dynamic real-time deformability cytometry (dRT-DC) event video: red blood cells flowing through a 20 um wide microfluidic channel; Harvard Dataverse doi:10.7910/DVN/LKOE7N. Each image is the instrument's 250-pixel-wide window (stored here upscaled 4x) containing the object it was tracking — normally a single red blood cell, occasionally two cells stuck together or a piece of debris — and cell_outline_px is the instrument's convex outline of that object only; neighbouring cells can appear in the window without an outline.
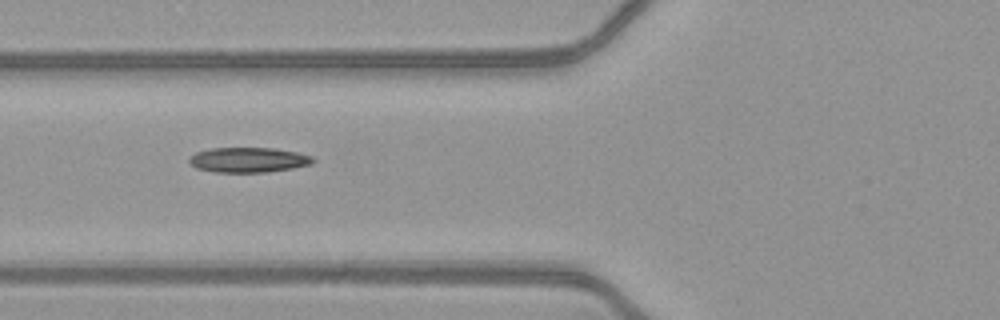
{"species": "common noctule bat (a hibernating species)", "species_latin": "Nyctalus noctula", "temperature_condition": "warm", "stored_images_in_passage": 12, "camera_frame_rate_fps": 3000, "um_per_image_px": 0.085, "animal": {"sex": "female", "body_mass_g": 21.9}, "frame": {"image": 1, "passage_image": 3, "time_ms": 0.667, "image_size_px": [1000, 320], "cell_outline_px": [[316, 160], [312, 164], [292, 168], [268, 172], [212, 172], [196, 168], [188, 160], [196, 152], [212, 148], [272, 148], [296, 152], [312, 156]], "centroid_in_image_um": [21.13, 13.59], "position_along_channel_um": 104.7, "area_um2": 17.98}}
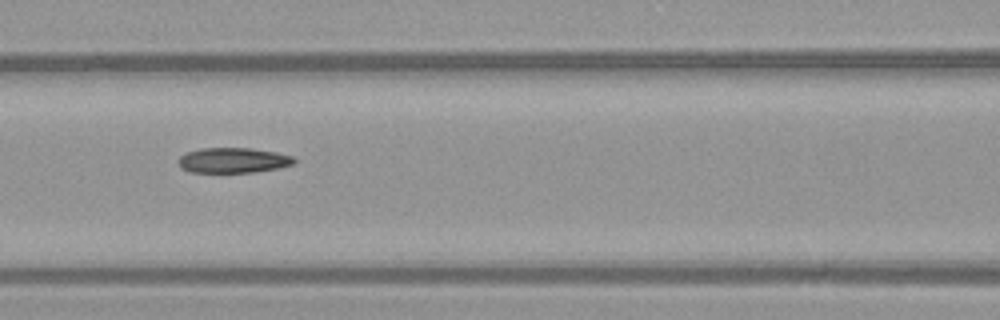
{"frame": {"image": 2, "passage_image": 6, "time_ms": 1.667, "image_size_px": [1000, 320], "cell_outline_px": [[296, 164], [256, 172], [188, 172], [180, 168], [176, 160], [180, 156], [188, 152], [200, 148], [252, 148], [276, 152], [292, 156], [296, 160]], "centroid_in_image_um": [19.8, 13.62], "position_along_channel_um": 146.8, "area_um2": 17.17}}
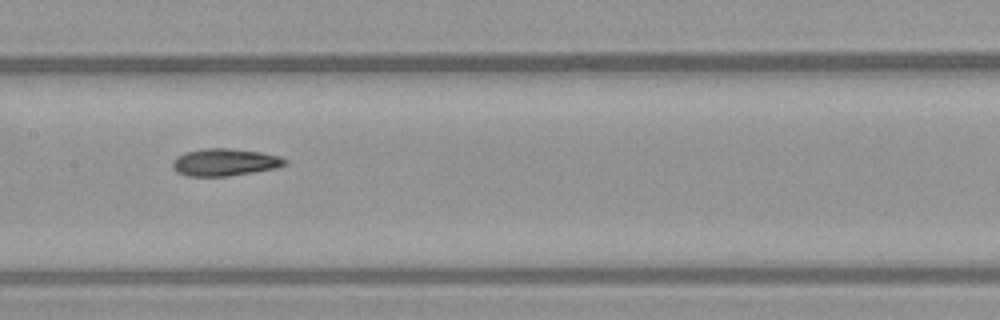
{"frame": {"image": 3, "passage_image": 9, "time_ms": 2.667, "image_size_px": [1000, 320], "cell_outline_px": [[288, 164], [276, 168], [228, 176], [188, 176], [176, 172], [172, 168], [172, 160], [176, 156], [184, 152], [204, 148], [228, 148], [260, 152], [280, 156], [288, 160]], "centroid_in_image_um": [19.08, 13.78], "position_along_channel_um": 188.3, "area_um2": 18.03}}